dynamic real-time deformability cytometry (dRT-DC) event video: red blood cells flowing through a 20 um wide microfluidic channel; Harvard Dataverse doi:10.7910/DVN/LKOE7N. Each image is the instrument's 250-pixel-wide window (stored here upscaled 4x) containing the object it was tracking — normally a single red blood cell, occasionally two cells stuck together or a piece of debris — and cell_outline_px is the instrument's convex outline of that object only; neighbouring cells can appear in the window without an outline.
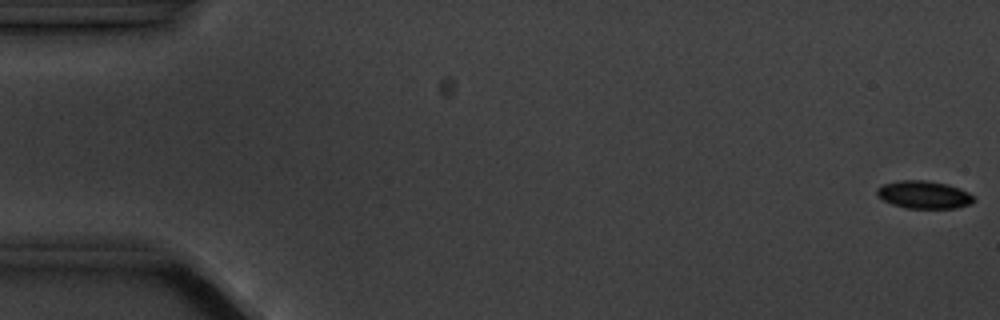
{"species": "common noctule bat (a hibernating species)", "species_latin": "Nyctalus noctula", "temperature_condition": "cold", "stored_images_in_passage": 8, "camera_frame_rate_fps": 3000, "um_per_image_px": 0.085, "animal": {"sex": "male", "body_mass_g": 20.1, "forearm_length_mm": 53.5}, "frame": {"image": 1, "passage_image": 1, "time_ms": 0.0, "image_size_px": [1000, 320], "cell_outline_px": [[976, 200], [972, 204], [956, 208], [904, 208], [892, 204], [884, 200], [876, 192], [876, 188], [884, 184], [900, 180], [928, 180], [948, 184], [960, 188], [968, 192]], "centroid_in_image_um": [78.57, 16.55], "position_along_channel_um": 6.4, "area_um2": 15.72}}
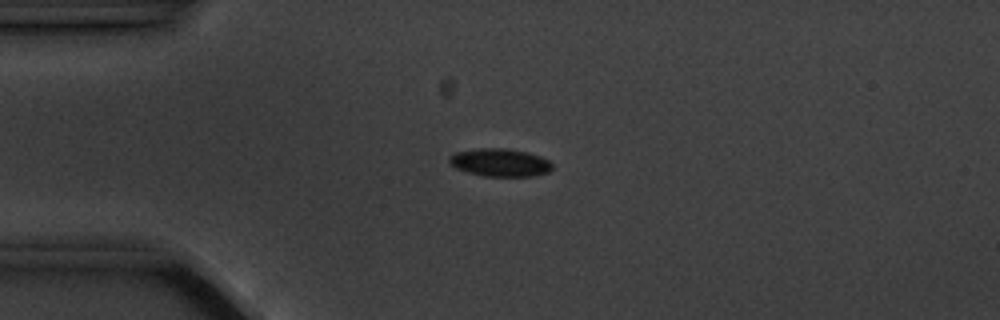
{"frame": {"image": 2, "passage_image": 5, "time_ms": 4.333, "image_size_px": [1000, 320], "cell_outline_px": [[552, 168], [548, 172], [532, 176], [484, 176], [468, 172], [456, 168], [448, 160], [448, 156], [456, 152], [480, 148], [508, 148], [528, 152], [540, 156], [548, 160], [552, 164]], "centroid_in_image_um": [42.5, 13.8], "position_along_channel_um": 42.5, "area_um2": 16.7}}